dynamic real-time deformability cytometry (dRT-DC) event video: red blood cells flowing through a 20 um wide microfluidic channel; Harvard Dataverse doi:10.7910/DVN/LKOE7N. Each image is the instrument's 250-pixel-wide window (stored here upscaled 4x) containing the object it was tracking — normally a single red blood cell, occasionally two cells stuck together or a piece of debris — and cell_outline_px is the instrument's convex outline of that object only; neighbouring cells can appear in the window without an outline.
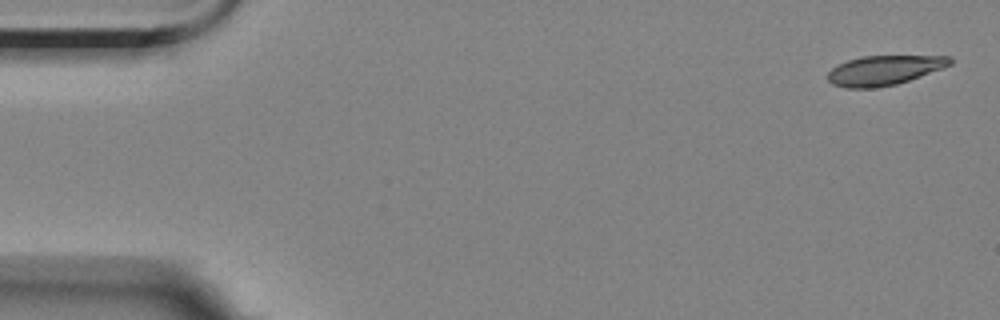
{"species": "Egyptian fruit bat (a non-hibernating species)", "species_latin": "Rousettus aegyptiacus", "temperature_condition": "room temperature", "stored_images_in_passage": 5, "camera_frame_rate_fps": 3000, "um_per_image_px": 0.085, "animal": {"sex": "female"}, "frame": {"image": 1, "passage_image": 1, "time_ms": 0.0, "image_size_px": [1000, 320], "cell_outline_px": [[952, 64], [944, 68], [896, 84], [876, 88], [844, 88], [832, 84], [828, 80], [828, 72], [836, 64], [860, 56], [952, 56]], "centroid_in_image_um": [75.14, 5.97], "position_along_channel_um": 9.9, "area_um2": 21.21}}
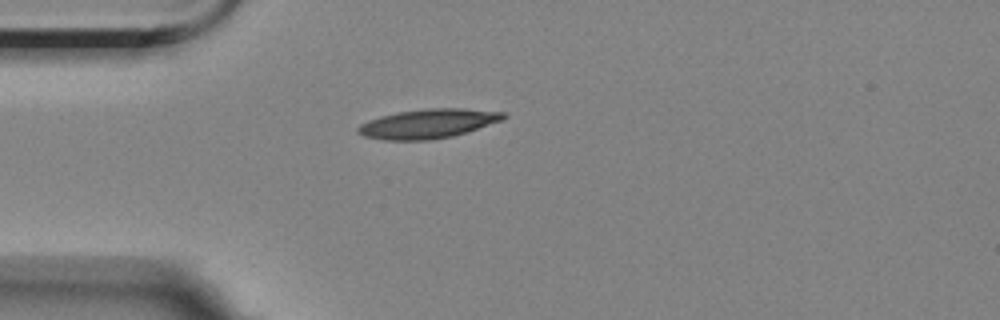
{"frame": {"image": 2, "passage_image": 5, "time_ms": 4.333, "image_size_px": [1000, 320], "cell_outline_px": [[508, 116], [504, 120], [452, 136], [428, 140], [384, 140], [364, 136], [356, 132], [356, 128], [360, 124], [368, 120], [380, 116], [396, 112], [424, 108], [464, 108], [508, 112]], "centroid_in_image_um": [36.4, 10.49], "position_along_channel_um": 48.6, "area_um2": 25.09}}